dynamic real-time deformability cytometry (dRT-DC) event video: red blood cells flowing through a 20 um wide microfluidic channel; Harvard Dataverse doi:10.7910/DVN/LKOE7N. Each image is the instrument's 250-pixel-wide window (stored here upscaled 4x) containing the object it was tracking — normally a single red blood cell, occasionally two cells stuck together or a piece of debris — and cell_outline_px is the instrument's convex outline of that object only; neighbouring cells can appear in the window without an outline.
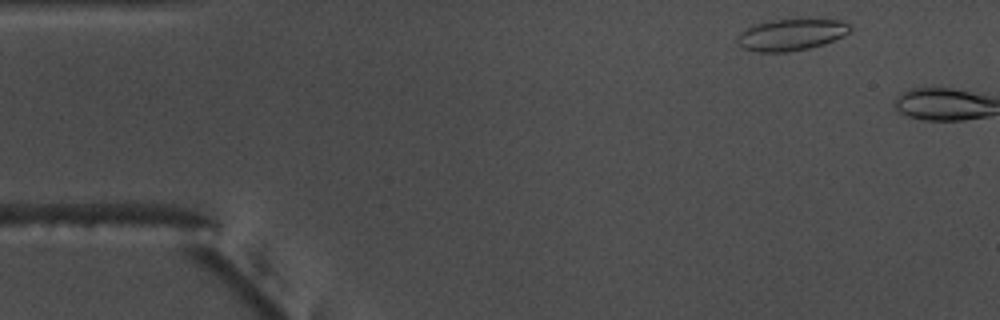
{"species": "common noctule bat (a hibernating species)", "species_latin": "Nyctalus noctula", "temperature_condition": "warm", "stored_images_in_passage": 5, "camera_frame_rate_fps": 3000, "um_per_image_px": 0.085, "animal": {"sex": "male", "body_mass_g": 17.5, "forearm_length_mm": 52.3}, "frame": {"image": 1, "passage_image": 3, "time_ms": 0.667, "image_size_px": [1000, 320], "cell_outline_px": [[852, 28], [844, 36], [824, 44], [808, 48], [784, 52], [756, 52], [740, 48], [736, 44], [736, 36], [740, 32], [756, 24], [772, 20], [840, 20], [852, 24]], "centroid_in_image_um": [67.22, 2.97], "position_along_channel_um": 17.8, "area_um2": 20.75}}